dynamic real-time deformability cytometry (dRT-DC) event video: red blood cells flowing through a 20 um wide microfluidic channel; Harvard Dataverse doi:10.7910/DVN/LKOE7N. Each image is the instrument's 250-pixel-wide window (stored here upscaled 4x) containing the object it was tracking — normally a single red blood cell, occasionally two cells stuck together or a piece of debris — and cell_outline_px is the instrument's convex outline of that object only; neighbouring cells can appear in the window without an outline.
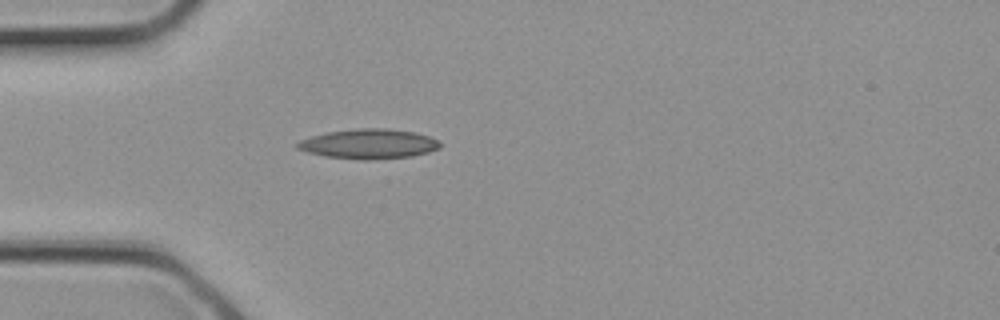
{"species": "common noctule bat (a hibernating species)", "species_latin": "Nyctalus noctula", "temperature_condition": "cold", "stored_images_in_passage": 1, "camera_frame_rate_fps": 3000, "um_per_image_px": 0.085, "animal": {"sex": "female", "body_mass_g": 21.9}, "frame": {"image": 1, "passage_image": 1, "time_ms": 0.0, "image_size_px": [1000, 320], "cell_outline_px": [[440, 148], [428, 152], [412, 156], [368, 160], [364, 160], [324, 156], [308, 152], [296, 148], [296, 144], [300, 140], [312, 136], [328, 132], [360, 128], [388, 128], [416, 132], [428, 136], [436, 140], [440, 144]], "centroid_in_image_um": [31.35, 12.23], "position_along_channel_um": 53.7, "area_um2": 24.62}}